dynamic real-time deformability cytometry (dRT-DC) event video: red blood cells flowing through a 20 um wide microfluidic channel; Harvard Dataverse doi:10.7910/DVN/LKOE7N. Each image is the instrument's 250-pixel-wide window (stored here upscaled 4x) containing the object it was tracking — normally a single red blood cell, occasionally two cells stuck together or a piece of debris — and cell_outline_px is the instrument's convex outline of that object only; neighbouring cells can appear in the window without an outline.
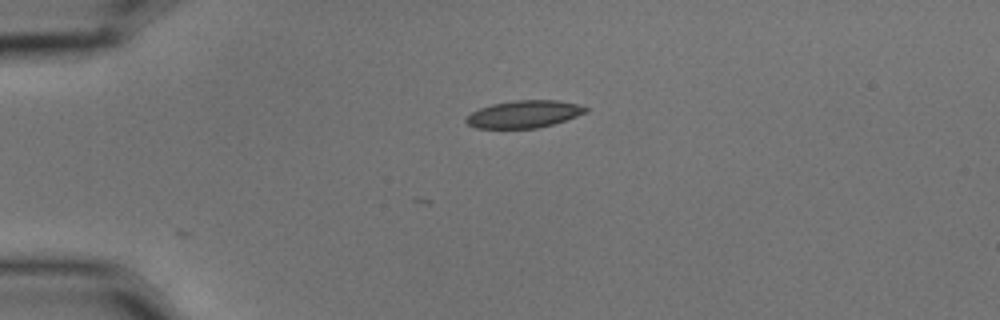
{"species": "common noctule bat (a hibernating species)", "species_latin": "Nyctalus noctula", "temperature_condition": "cold", "stored_images_in_passage": 3, "camera_frame_rate_fps": 3000, "um_per_image_px": 0.085, "animal": {"sex": "male", "body_mass_g": 15.6}, "frame": {"image": 1, "passage_image": 3, "time_ms": 0.667, "image_size_px": [1000, 320], "cell_outline_px": [[588, 112], [552, 124], [536, 128], [476, 128], [468, 124], [464, 120], [472, 112], [480, 108], [492, 104], [516, 100], [560, 100], [576, 104], [588, 108]], "centroid_in_image_um": [44.54, 9.69], "position_along_channel_um": 40.5, "area_um2": 18.84}}